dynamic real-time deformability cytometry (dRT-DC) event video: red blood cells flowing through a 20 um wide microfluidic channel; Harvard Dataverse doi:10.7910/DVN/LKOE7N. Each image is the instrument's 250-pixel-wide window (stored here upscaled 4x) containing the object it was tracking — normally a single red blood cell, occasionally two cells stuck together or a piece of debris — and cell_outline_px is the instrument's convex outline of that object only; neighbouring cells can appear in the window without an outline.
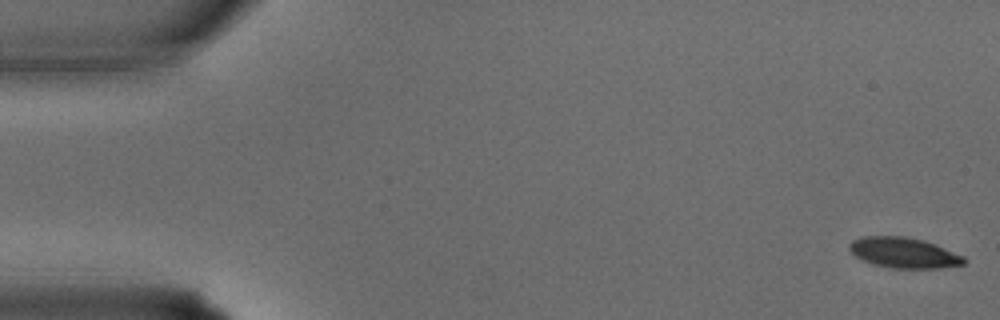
{"species": "common noctule bat (a hibernating species)", "species_latin": "Nyctalus noctula", "temperature_condition": "warm", "stored_images_in_passage": 9, "camera_frame_rate_fps": 3000, "um_per_image_px": 0.085, "animal": {"sex": "male", "body_mass_g": 15.6}, "frame": {"image": 1, "passage_image": 1, "time_ms": 0.0, "image_size_px": [1000, 320], "cell_outline_px": [[964, 264], [940, 268], [892, 268], [872, 264], [856, 256], [848, 248], [848, 244], [852, 240], [864, 236], [904, 236], [924, 240], [964, 256]], "centroid_in_image_um": [76.79, 21.48], "position_along_channel_um": 8.2, "area_um2": 20.23}}